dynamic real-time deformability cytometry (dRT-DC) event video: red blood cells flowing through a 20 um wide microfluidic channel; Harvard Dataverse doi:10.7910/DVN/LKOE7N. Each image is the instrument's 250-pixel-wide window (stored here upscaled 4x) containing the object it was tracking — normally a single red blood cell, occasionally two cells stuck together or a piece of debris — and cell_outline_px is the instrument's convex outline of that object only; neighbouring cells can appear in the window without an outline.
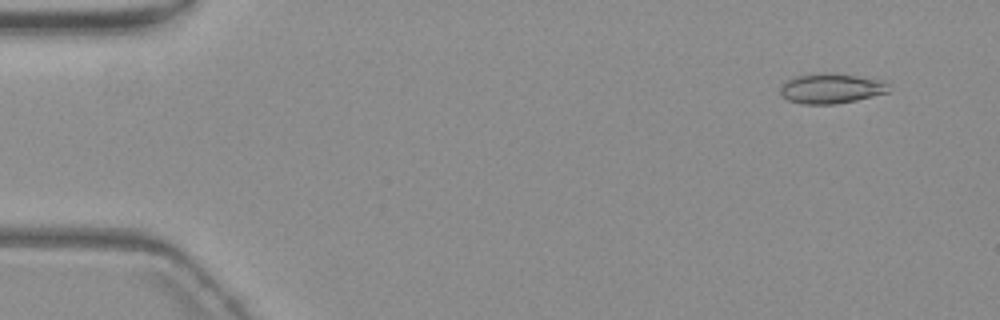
{"species": "common noctule bat (a hibernating species)", "species_latin": "Nyctalus noctula", "temperature_condition": "warm", "stored_images_in_passage": 57, "camera_frame_rate_fps": 3000, "um_per_image_px": 0.085, "animal": {"sex": "female", "body_mass_g": 19.3, "forearm_length_mm": 54.1}, "frame": {"image": 1, "passage_image": 5, "time_ms": 1.333, "image_size_px": [1000, 320], "cell_outline_px": [[892, 84], [888, 92], [856, 100], [836, 104], [804, 104], [788, 100], [780, 92], [780, 88], [788, 80], [796, 76], [832, 72], [856, 76], [876, 80]], "centroid_in_image_um": [70.66, 7.52], "position_along_channel_um": 14.3, "area_um2": 18.67}}
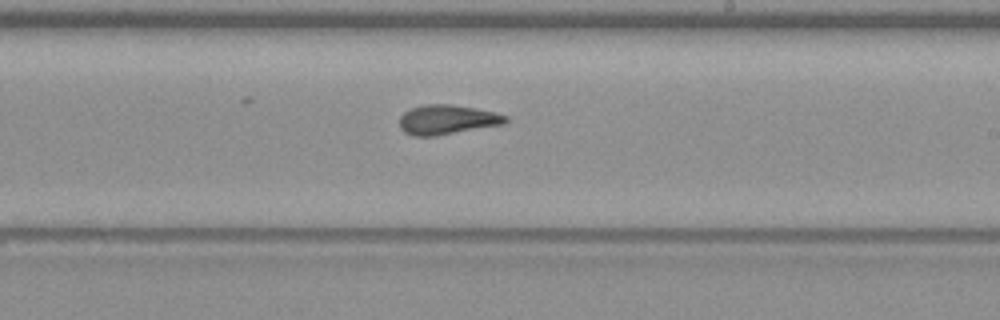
{"frame": {"image": 2, "passage_image": 34, "time_ms": 11.0, "image_size_px": [1000, 320], "cell_outline_px": [[508, 120], [504, 124], [436, 136], [412, 136], [404, 132], [400, 128], [400, 116], [404, 112], [412, 108], [424, 104], [448, 104], [476, 108], [508, 116]], "centroid_in_image_um": [37.99, 10.18], "position_along_channel_um": 251.0, "area_um2": 18.26}}
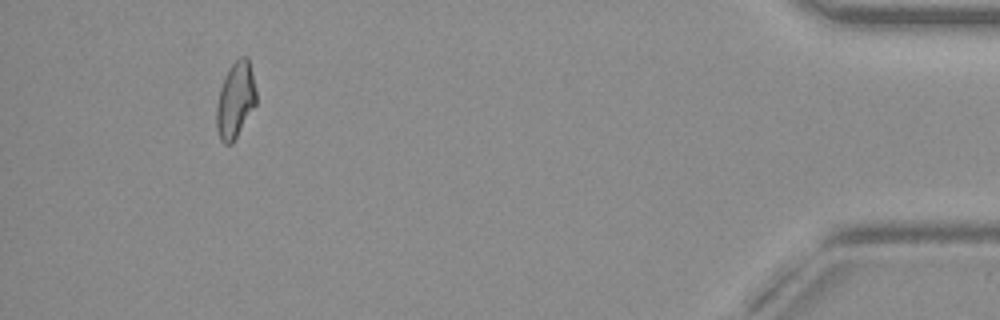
{"frame": {"image": 3, "passage_image": 53, "time_ms": 17.333, "image_size_px": [1000, 320], "cell_outline_px": [[256, 104], [232, 144], [224, 144], [220, 140], [216, 128], [216, 108], [220, 88], [224, 76], [232, 64], [240, 56], [248, 56], [256, 88]], "centroid_in_image_um": [20.0, 8.5], "position_along_channel_um": 415.2, "area_um2": 17.69}, "authors_computed_cell_mechanics": {"area_um2": 18.2648, "velocity_mm_per_s": 3.688, "shape_relaxation_time_tau1_ms": null, "shape_relaxation_time_tau2_ms": 1.9698, "deformation_change_tau1": null, "deformation_change_tau2": 0.0826}}